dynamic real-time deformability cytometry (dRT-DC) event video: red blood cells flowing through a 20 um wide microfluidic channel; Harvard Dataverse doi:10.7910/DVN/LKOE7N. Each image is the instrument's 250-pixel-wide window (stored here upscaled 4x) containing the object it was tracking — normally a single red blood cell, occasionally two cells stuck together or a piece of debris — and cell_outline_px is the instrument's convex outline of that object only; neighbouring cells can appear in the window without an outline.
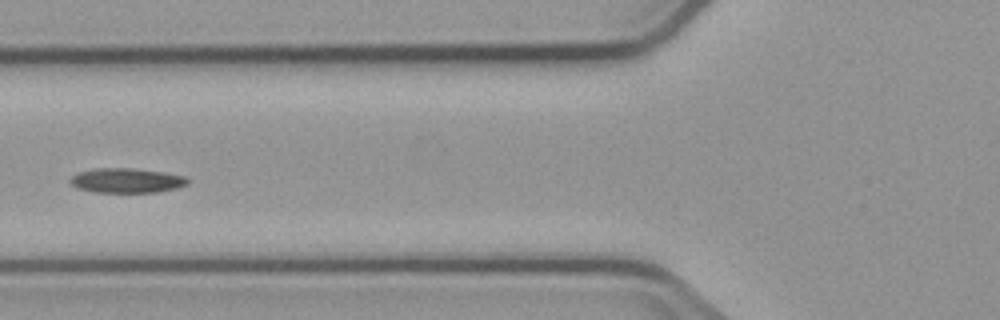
{"species": "common noctule bat (a hibernating species)", "species_latin": "Nyctalus noctula", "temperature_condition": "cold", "stored_images_in_passage": 3, "camera_frame_rate_fps": 3000, "um_per_image_px": 0.085, "animal": {"sex": "male", "body_mass_g": 23.1, "forearm_length_mm": 52.7}, "frame": {"image": 1, "passage_image": 3, "time_ms": 2.333, "image_size_px": [1000, 320], "cell_outline_px": [[188, 184], [176, 188], [156, 192], [96, 192], [76, 188], [68, 180], [72, 176], [80, 172], [96, 168], [132, 168], [164, 172], [184, 176], [188, 180]], "centroid_in_image_um": [10.75, 15.34], "position_along_channel_um": 115.0, "area_um2": 16.76}}